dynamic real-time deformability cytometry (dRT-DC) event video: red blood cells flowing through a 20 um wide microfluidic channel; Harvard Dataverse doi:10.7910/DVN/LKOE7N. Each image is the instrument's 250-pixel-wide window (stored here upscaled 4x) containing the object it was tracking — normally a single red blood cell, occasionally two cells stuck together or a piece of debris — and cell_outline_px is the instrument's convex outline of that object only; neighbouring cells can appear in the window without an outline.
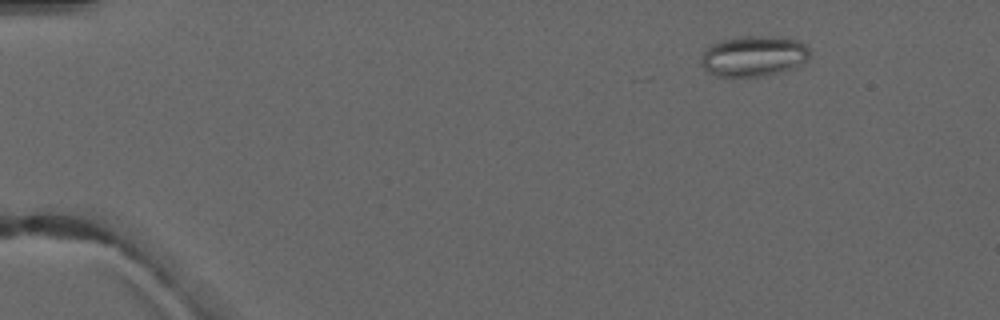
{"species": "common noctule bat (a hibernating species)", "species_latin": "Nyctalus noctula", "temperature_condition": "warm", "stored_images_in_passage": 6, "camera_frame_rate_fps": 3000, "um_per_image_px": 0.085, "animal": {"sex": "male", "forearm_length_mm": 52.5}, "frame": {"image": 1, "passage_image": 2, "time_ms": 1.333, "image_size_px": [1000, 320], "cell_outline_px": [[812, 52], [808, 60], [804, 64], [792, 68], [760, 76], [716, 76], [708, 72], [700, 64], [700, 56], [704, 48], [720, 40], [740, 36], [772, 36], [800, 40]], "centroid_in_image_um": [64.05, 4.75], "position_along_channel_um": 21.0, "area_um2": 26.07}}